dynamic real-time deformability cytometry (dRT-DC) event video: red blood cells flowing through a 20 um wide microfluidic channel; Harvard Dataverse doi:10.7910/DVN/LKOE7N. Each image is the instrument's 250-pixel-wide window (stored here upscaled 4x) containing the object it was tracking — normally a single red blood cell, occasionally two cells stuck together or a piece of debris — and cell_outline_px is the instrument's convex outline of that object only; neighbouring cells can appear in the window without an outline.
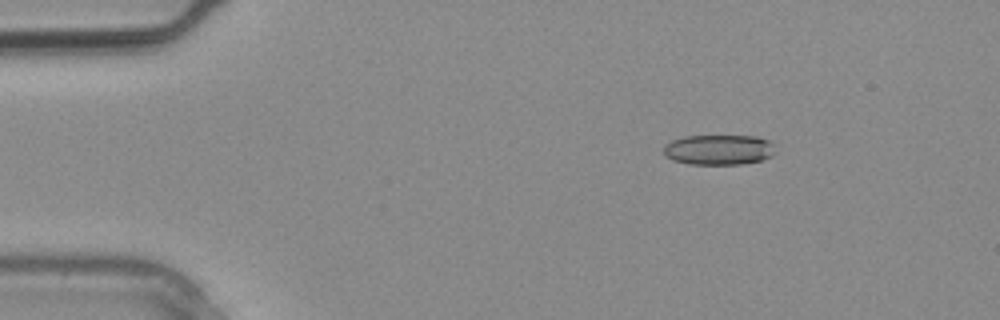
{"species": "common noctule bat (a hibernating species)", "species_latin": "Nyctalus noctula", "temperature_condition": "warm", "stored_images_in_passage": 3, "camera_frame_rate_fps": 3000, "um_per_image_px": 0.085, "animal": {"sex": "male", "body_mass_g": 20.4}, "frame": {"image": 1, "passage_image": 2, "time_ms": 0.333, "image_size_px": [1000, 320], "cell_outline_px": [[776, 152], [772, 156], [760, 160], [740, 164], [688, 164], [672, 160], [664, 156], [664, 144], [672, 140], [684, 136], [756, 136], [768, 140], [772, 144]], "centroid_in_image_um": [61.07, 12.72], "position_along_channel_um": 23.9, "area_um2": 19.77}}